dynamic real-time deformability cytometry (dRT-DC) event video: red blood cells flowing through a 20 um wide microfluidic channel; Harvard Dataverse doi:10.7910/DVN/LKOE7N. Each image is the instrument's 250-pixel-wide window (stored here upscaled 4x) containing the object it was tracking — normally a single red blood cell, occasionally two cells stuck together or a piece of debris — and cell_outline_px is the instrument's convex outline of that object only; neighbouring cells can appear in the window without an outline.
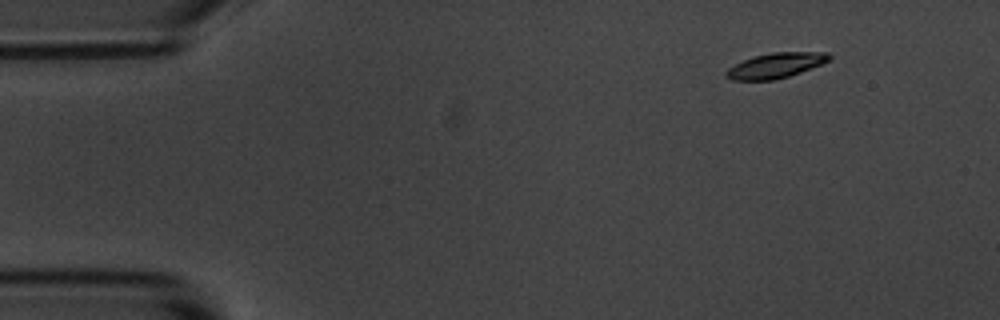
{"species": "common noctule bat (a hibernating species)", "species_latin": "Nyctalus noctula", "temperature_condition": "room temperature", "stored_images_in_passage": 4, "camera_frame_rate_fps": 3000, "um_per_image_px": 0.085, "animal": {"sex": "male", "body_mass_g": 20.1, "forearm_length_mm": 53.5}, "frame": {"image": 1, "passage_image": 1, "time_ms": 0.0, "image_size_px": [1000, 320], "cell_outline_px": [[832, 56], [828, 60], [820, 64], [800, 72], [776, 80], [732, 80], [724, 76], [724, 72], [728, 68], [744, 60], [756, 56], [772, 52], [828, 52]], "centroid_in_image_um": [65.9, 5.57], "position_along_channel_um": 19.1, "area_um2": 14.91}}